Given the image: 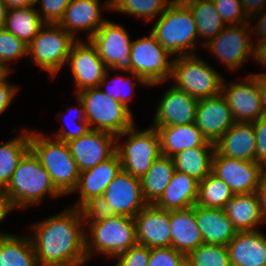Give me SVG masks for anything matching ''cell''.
Masks as SVG:
<instances>
[{
  "label": "cell",
  "instance_id": "c3c4849f",
  "mask_svg": "<svg viewBox=\"0 0 266 266\" xmlns=\"http://www.w3.org/2000/svg\"><path fill=\"white\" fill-rule=\"evenodd\" d=\"M4 78L0 81V115L5 112L8 106L11 104L14 96L17 93L18 88L10 85V83Z\"/></svg>",
  "mask_w": 266,
  "mask_h": 266
},
{
  "label": "cell",
  "instance_id": "7dc6e473",
  "mask_svg": "<svg viewBox=\"0 0 266 266\" xmlns=\"http://www.w3.org/2000/svg\"><path fill=\"white\" fill-rule=\"evenodd\" d=\"M256 136V162L266 166V115L252 122Z\"/></svg>",
  "mask_w": 266,
  "mask_h": 266
},
{
  "label": "cell",
  "instance_id": "ac0fdd59",
  "mask_svg": "<svg viewBox=\"0 0 266 266\" xmlns=\"http://www.w3.org/2000/svg\"><path fill=\"white\" fill-rule=\"evenodd\" d=\"M198 99L171 86L162 96L154 117L153 127L195 123Z\"/></svg>",
  "mask_w": 266,
  "mask_h": 266
},
{
  "label": "cell",
  "instance_id": "8992f818",
  "mask_svg": "<svg viewBox=\"0 0 266 266\" xmlns=\"http://www.w3.org/2000/svg\"><path fill=\"white\" fill-rule=\"evenodd\" d=\"M75 94L84 105L85 119L91 130L118 136L135 126L131 110L123 103L107 96L101 88H87Z\"/></svg>",
  "mask_w": 266,
  "mask_h": 266
},
{
  "label": "cell",
  "instance_id": "484cf974",
  "mask_svg": "<svg viewBox=\"0 0 266 266\" xmlns=\"http://www.w3.org/2000/svg\"><path fill=\"white\" fill-rule=\"evenodd\" d=\"M153 128L158 132L164 156L172 158L178 152L194 147H214V143L206 139L195 123Z\"/></svg>",
  "mask_w": 266,
  "mask_h": 266
},
{
  "label": "cell",
  "instance_id": "816d5d0a",
  "mask_svg": "<svg viewBox=\"0 0 266 266\" xmlns=\"http://www.w3.org/2000/svg\"><path fill=\"white\" fill-rule=\"evenodd\" d=\"M14 209L13 205L10 202L8 195L4 190L0 189V223L6 217V215ZM5 235L4 233H0Z\"/></svg>",
  "mask_w": 266,
  "mask_h": 266
},
{
  "label": "cell",
  "instance_id": "f907efd6",
  "mask_svg": "<svg viewBox=\"0 0 266 266\" xmlns=\"http://www.w3.org/2000/svg\"><path fill=\"white\" fill-rule=\"evenodd\" d=\"M256 192L261 203L263 214L266 216V166H264L262 171L260 183Z\"/></svg>",
  "mask_w": 266,
  "mask_h": 266
},
{
  "label": "cell",
  "instance_id": "ee69618b",
  "mask_svg": "<svg viewBox=\"0 0 266 266\" xmlns=\"http://www.w3.org/2000/svg\"><path fill=\"white\" fill-rule=\"evenodd\" d=\"M71 0H36L43 15L39 13L44 23L58 24Z\"/></svg>",
  "mask_w": 266,
  "mask_h": 266
},
{
  "label": "cell",
  "instance_id": "60d3db41",
  "mask_svg": "<svg viewBox=\"0 0 266 266\" xmlns=\"http://www.w3.org/2000/svg\"><path fill=\"white\" fill-rule=\"evenodd\" d=\"M216 11L222 20L229 25L245 24L249 18L246 16L241 0H212Z\"/></svg>",
  "mask_w": 266,
  "mask_h": 266
},
{
  "label": "cell",
  "instance_id": "ba28073f",
  "mask_svg": "<svg viewBox=\"0 0 266 266\" xmlns=\"http://www.w3.org/2000/svg\"><path fill=\"white\" fill-rule=\"evenodd\" d=\"M171 54L156 40L151 33L149 36L133 40L130 59L132 77L144 86H154L165 82L171 77L172 63L168 57Z\"/></svg>",
  "mask_w": 266,
  "mask_h": 266
},
{
  "label": "cell",
  "instance_id": "bcb514c9",
  "mask_svg": "<svg viewBox=\"0 0 266 266\" xmlns=\"http://www.w3.org/2000/svg\"><path fill=\"white\" fill-rule=\"evenodd\" d=\"M131 78L128 77H116L111 80L112 86L111 89L103 90L101 89L107 96L113 98L114 100L123 103L127 108H129V100H130V92L134 88L133 82L130 81ZM114 81V83L112 82ZM124 85V86H123ZM130 91V92H128Z\"/></svg>",
  "mask_w": 266,
  "mask_h": 266
},
{
  "label": "cell",
  "instance_id": "7a4b0ae2",
  "mask_svg": "<svg viewBox=\"0 0 266 266\" xmlns=\"http://www.w3.org/2000/svg\"><path fill=\"white\" fill-rule=\"evenodd\" d=\"M14 208H26L38 204L42 198L63 196L53 185L39 158L29 149L19 161L13 176L5 188Z\"/></svg>",
  "mask_w": 266,
  "mask_h": 266
},
{
  "label": "cell",
  "instance_id": "83f0119b",
  "mask_svg": "<svg viewBox=\"0 0 266 266\" xmlns=\"http://www.w3.org/2000/svg\"><path fill=\"white\" fill-rule=\"evenodd\" d=\"M198 184L194 177L175 170L169 185L154 205L167 211L190 208L196 204Z\"/></svg>",
  "mask_w": 266,
  "mask_h": 266
},
{
  "label": "cell",
  "instance_id": "f6af8a7d",
  "mask_svg": "<svg viewBox=\"0 0 266 266\" xmlns=\"http://www.w3.org/2000/svg\"><path fill=\"white\" fill-rule=\"evenodd\" d=\"M149 256L150 248L137 244L117 256L118 262L115 266H148Z\"/></svg>",
  "mask_w": 266,
  "mask_h": 266
},
{
  "label": "cell",
  "instance_id": "7402d4cb",
  "mask_svg": "<svg viewBox=\"0 0 266 266\" xmlns=\"http://www.w3.org/2000/svg\"><path fill=\"white\" fill-rule=\"evenodd\" d=\"M214 148L218 155L256 162V136L252 123L235 122L214 143Z\"/></svg>",
  "mask_w": 266,
  "mask_h": 266
},
{
  "label": "cell",
  "instance_id": "44dd1931",
  "mask_svg": "<svg viewBox=\"0 0 266 266\" xmlns=\"http://www.w3.org/2000/svg\"><path fill=\"white\" fill-rule=\"evenodd\" d=\"M193 210L205 244L227 246L238 233L225 209L207 208L195 204Z\"/></svg>",
  "mask_w": 266,
  "mask_h": 266
},
{
  "label": "cell",
  "instance_id": "1f68e13d",
  "mask_svg": "<svg viewBox=\"0 0 266 266\" xmlns=\"http://www.w3.org/2000/svg\"><path fill=\"white\" fill-rule=\"evenodd\" d=\"M214 153V147H194L182 150L172 157L175 170L202 181L212 172Z\"/></svg>",
  "mask_w": 266,
  "mask_h": 266
},
{
  "label": "cell",
  "instance_id": "ffe728a7",
  "mask_svg": "<svg viewBox=\"0 0 266 266\" xmlns=\"http://www.w3.org/2000/svg\"><path fill=\"white\" fill-rule=\"evenodd\" d=\"M235 122L222 94L198 101L195 124L208 141L215 143Z\"/></svg>",
  "mask_w": 266,
  "mask_h": 266
},
{
  "label": "cell",
  "instance_id": "6da1fadb",
  "mask_svg": "<svg viewBox=\"0 0 266 266\" xmlns=\"http://www.w3.org/2000/svg\"><path fill=\"white\" fill-rule=\"evenodd\" d=\"M83 219L77 207L34 224L30 237L39 266H81L87 261Z\"/></svg>",
  "mask_w": 266,
  "mask_h": 266
},
{
  "label": "cell",
  "instance_id": "8d00e7d4",
  "mask_svg": "<svg viewBox=\"0 0 266 266\" xmlns=\"http://www.w3.org/2000/svg\"><path fill=\"white\" fill-rule=\"evenodd\" d=\"M172 2L173 0H108L103 7L107 10L153 20L157 15L160 16Z\"/></svg>",
  "mask_w": 266,
  "mask_h": 266
},
{
  "label": "cell",
  "instance_id": "f546056e",
  "mask_svg": "<svg viewBox=\"0 0 266 266\" xmlns=\"http://www.w3.org/2000/svg\"><path fill=\"white\" fill-rule=\"evenodd\" d=\"M175 172L174 161L169 156L157 158L146 174L140 178L142 192L148 204H155L163 195Z\"/></svg>",
  "mask_w": 266,
  "mask_h": 266
},
{
  "label": "cell",
  "instance_id": "681fc988",
  "mask_svg": "<svg viewBox=\"0 0 266 266\" xmlns=\"http://www.w3.org/2000/svg\"><path fill=\"white\" fill-rule=\"evenodd\" d=\"M241 3L248 18H253L254 15L260 14V11L266 8V0H241Z\"/></svg>",
  "mask_w": 266,
  "mask_h": 266
},
{
  "label": "cell",
  "instance_id": "f1b7e54d",
  "mask_svg": "<svg viewBox=\"0 0 266 266\" xmlns=\"http://www.w3.org/2000/svg\"><path fill=\"white\" fill-rule=\"evenodd\" d=\"M225 211L237 231H256L259 223L266 222L257 192L234 194Z\"/></svg>",
  "mask_w": 266,
  "mask_h": 266
},
{
  "label": "cell",
  "instance_id": "b9f144b4",
  "mask_svg": "<svg viewBox=\"0 0 266 266\" xmlns=\"http://www.w3.org/2000/svg\"><path fill=\"white\" fill-rule=\"evenodd\" d=\"M77 99H78L80 107L78 106V107L74 108V113L76 115L74 114L75 116L74 117L72 116L73 117L72 120L76 121L77 126L72 127V124H70L68 122L67 125L70 127V130L69 129L66 130V128L64 129V127H62L60 131H58L56 134L53 135V137L55 136L54 138L59 139V140L64 141V142H68L72 139H75V138L81 137L82 135H85L88 131L91 130L88 122L85 119L84 105L78 97H77ZM66 112L69 114L72 111L69 108ZM68 114H66V115H68Z\"/></svg>",
  "mask_w": 266,
  "mask_h": 266
},
{
  "label": "cell",
  "instance_id": "74e56055",
  "mask_svg": "<svg viewBox=\"0 0 266 266\" xmlns=\"http://www.w3.org/2000/svg\"><path fill=\"white\" fill-rule=\"evenodd\" d=\"M186 258L193 266H231L227 246L201 244Z\"/></svg>",
  "mask_w": 266,
  "mask_h": 266
},
{
  "label": "cell",
  "instance_id": "cb8c5ba5",
  "mask_svg": "<svg viewBox=\"0 0 266 266\" xmlns=\"http://www.w3.org/2000/svg\"><path fill=\"white\" fill-rule=\"evenodd\" d=\"M231 266H266V236L260 231H238L227 245Z\"/></svg>",
  "mask_w": 266,
  "mask_h": 266
},
{
  "label": "cell",
  "instance_id": "e575fe53",
  "mask_svg": "<svg viewBox=\"0 0 266 266\" xmlns=\"http://www.w3.org/2000/svg\"><path fill=\"white\" fill-rule=\"evenodd\" d=\"M29 149L30 132L27 130L0 145V189L5 190L19 161Z\"/></svg>",
  "mask_w": 266,
  "mask_h": 266
},
{
  "label": "cell",
  "instance_id": "680465c9",
  "mask_svg": "<svg viewBox=\"0 0 266 266\" xmlns=\"http://www.w3.org/2000/svg\"><path fill=\"white\" fill-rule=\"evenodd\" d=\"M10 71L0 63V81L9 76Z\"/></svg>",
  "mask_w": 266,
  "mask_h": 266
},
{
  "label": "cell",
  "instance_id": "4316f807",
  "mask_svg": "<svg viewBox=\"0 0 266 266\" xmlns=\"http://www.w3.org/2000/svg\"><path fill=\"white\" fill-rule=\"evenodd\" d=\"M171 247L186 256L204 243L197 227L193 206L170 211Z\"/></svg>",
  "mask_w": 266,
  "mask_h": 266
},
{
  "label": "cell",
  "instance_id": "db71d44e",
  "mask_svg": "<svg viewBox=\"0 0 266 266\" xmlns=\"http://www.w3.org/2000/svg\"><path fill=\"white\" fill-rule=\"evenodd\" d=\"M8 9L32 7L36 5V0H2Z\"/></svg>",
  "mask_w": 266,
  "mask_h": 266
},
{
  "label": "cell",
  "instance_id": "9c48e42d",
  "mask_svg": "<svg viewBox=\"0 0 266 266\" xmlns=\"http://www.w3.org/2000/svg\"><path fill=\"white\" fill-rule=\"evenodd\" d=\"M76 38L58 24L45 23L29 43L27 55L53 77L67 63Z\"/></svg>",
  "mask_w": 266,
  "mask_h": 266
},
{
  "label": "cell",
  "instance_id": "11a10c76",
  "mask_svg": "<svg viewBox=\"0 0 266 266\" xmlns=\"http://www.w3.org/2000/svg\"><path fill=\"white\" fill-rule=\"evenodd\" d=\"M258 23L254 27V31L252 29V32L257 33L258 36V42L266 40V12L263 13V15L260 18V21H257ZM260 36V37H259Z\"/></svg>",
  "mask_w": 266,
  "mask_h": 266
},
{
  "label": "cell",
  "instance_id": "5b68a950",
  "mask_svg": "<svg viewBox=\"0 0 266 266\" xmlns=\"http://www.w3.org/2000/svg\"><path fill=\"white\" fill-rule=\"evenodd\" d=\"M88 222L90 231L85 233L87 260L94 251L113 258L138 244L133 217L116 215Z\"/></svg>",
  "mask_w": 266,
  "mask_h": 266
},
{
  "label": "cell",
  "instance_id": "7c38bea8",
  "mask_svg": "<svg viewBox=\"0 0 266 266\" xmlns=\"http://www.w3.org/2000/svg\"><path fill=\"white\" fill-rule=\"evenodd\" d=\"M245 24L226 26L205 48L215 54L229 70H237L249 56H255V45L251 41L250 27ZM253 54V55H252Z\"/></svg>",
  "mask_w": 266,
  "mask_h": 266
},
{
  "label": "cell",
  "instance_id": "9a60e30c",
  "mask_svg": "<svg viewBox=\"0 0 266 266\" xmlns=\"http://www.w3.org/2000/svg\"><path fill=\"white\" fill-rule=\"evenodd\" d=\"M264 166L255 161L232 159L216 152L212 159V173L223 180L234 194L257 191Z\"/></svg>",
  "mask_w": 266,
  "mask_h": 266
},
{
  "label": "cell",
  "instance_id": "52a82bcc",
  "mask_svg": "<svg viewBox=\"0 0 266 266\" xmlns=\"http://www.w3.org/2000/svg\"><path fill=\"white\" fill-rule=\"evenodd\" d=\"M171 77L173 86L187 92L198 100L221 94L223 78L198 55H185L174 58Z\"/></svg>",
  "mask_w": 266,
  "mask_h": 266
},
{
  "label": "cell",
  "instance_id": "d6a6232c",
  "mask_svg": "<svg viewBox=\"0 0 266 266\" xmlns=\"http://www.w3.org/2000/svg\"><path fill=\"white\" fill-rule=\"evenodd\" d=\"M181 1L192 12L199 37L206 38V42L202 43L203 46L214 39L226 27L212 0Z\"/></svg>",
  "mask_w": 266,
  "mask_h": 266
},
{
  "label": "cell",
  "instance_id": "f5cc1de1",
  "mask_svg": "<svg viewBox=\"0 0 266 266\" xmlns=\"http://www.w3.org/2000/svg\"><path fill=\"white\" fill-rule=\"evenodd\" d=\"M255 60L266 67V40L255 43Z\"/></svg>",
  "mask_w": 266,
  "mask_h": 266
},
{
  "label": "cell",
  "instance_id": "8fae6325",
  "mask_svg": "<svg viewBox=\"0 0 266 266\" xmlns=\"http://www.w3.org/2000/svg\"><path fill=\"white\" fill-rule=\"evenodd\" d=\"M89 40L98 56L111 70L132 74L130 59L132 40L120 24L106 20Z\"/></svg>",
  "mask_w": 266,
  "mask_h": 266
},
{
  "label": "cell",
  "instance_id": "7bdbcfd3",
  "mask_svg": "<svg viewBox=\"0 0 266 266\" xmlns=\"http://www.w3.org/2000/svg\"><path fill=\"white\" fill-rule=\"evenodd\" d=\"M185 258L184 253L173 247L150 248L148 266H179Z\"/></svg>",
  "mask_w": 266,
  "mask_h": 266
},
{
  "label": "cell",
  "instance_id": "91938a15",
  "mask_svg": "<svg viewBox=\"0 0 266 266\" xmlns=\"http://www.w3.org/2000/svg\"><path fill=\"white\" fill-rule=\"evenodd\" d=\"M179 266H193V264L185 258Z\"/></svg>",
  "mask_w": 266,
  "mask_h": 266
},
{
  "label": "cell",
  "instance_id": "d6986e66",
  "mask_svg": "<svg viewBox=\"0 0 266 266\" xmlns=\"http://www.w3.org/2000/svg\"><path fill=\"white\" fill-rule=\"evenodd\" d=\"M134 222L139 245L171 247L170 211L148 204L134 217Z\"/></svg>",
  "mask_w": 266,
  "mask_h": 266
},
{
  "label": "cell",
  "instance_id": "4fadbf2b",
  "mask_svg": "<svg viewBox=\"0 0 266 266\" xmlns=\"http://www.w3.org/2000/svg\"><path fill=\"white\" fill-rule=\"evenodd\" d=\"M77 39L71 48L67 62L70 64L77 92L87 88L105 87L108 68L98 56L92 43Z\"/></svg>",
  "mask_w": 266,
  "mask_h": 266
},
{
  "label": "cell",
  "instance_id": "6f0895ef",
  "mask_svg": "<svg viewBox=\"0 0 266 266\" xmlns=\"http://www.w3.org/2000/svg\"><path fill=\"white\" fill-rule=\"evenodd\" d=\"M7 11V6L2 2V0H0V28H4Z\"/></svg>",
  "mask_w": 266,
  "mask_h": 266
},
{
  "label": "cell",
  "instance_id": "4dcf8cb0",
  "mask_svg": "<svg viewBox=\"0 0 266 266\" xmlns=\"http://www.w3.org/2000/svg\"><path fill=\"white\" fill-rule=\"evenodd\" d=\"M0 266H39L30 236H0Z\"/></svg>",
  "mask_w": 266,
  "mask_h": 266
},
{
  "label": "cell",
  "instance_id": "ab89813d",
  "mask_svg": "<svg viewBox=\"0 0 266 266\" xmlns=\"http://www.w3.org/2000/svg\"><path fill=\"white\" fill-rule=\"evenodd\" d=\"M78 209L85 223L89 220L100 221L116 216V213L109 208L104 194L87 199Z\"/></svg>",
  "mask_w": 266,
  "mask_h": 266
},
{
  "label": "cell",
  "instance_id": "5bb4252c",
  "mask_svg": "<svg viewBox=\"0 0 266 266\" xmlns=\"http://www.w3.org/2000/svg\"><path fill=\"white\" fill-rule=\"evenodd\" d=\"M246 82L228 86L223 80L221 94L227 101L236 122L252 123L266 115L257 78L247 75Z\"/></svg>",
  "mask_w": 266,
  "mask_h": 266
},
{
  "label": "cell",
  "instance_id": "2e32d148",
  "mask_svg": "<svg viewBox=\"0 0 266 266\" xmlns=\"http://www.w3.org/2000/svg\"><path fill=\"white\" fill-rule=\"evenodd\" d=\"M116 140V136L111 133L90 130L67 144L79 172H82L110 158L116 152Z\"/></svg>",
  "mask_w": 266,
  "mask_h": 266
},
{
  "label": "cell",
  "instance_id": "d590c367",
  "mask_svg": "<svg viewBox=\"0 0 266 266\" xmlns=\"http://www.w3.org/2000/svg\"><path fill=\"white\" fill-rule=\"evenodd\" d=\"M233 196L230 187L211 172L199 181L196 204L207 208L225 209Z\"/></svg>",
  "mask_w": 266,
  "mask_h": 266
},
{
  "label": "cell",
  "instance_id": "f35d334b",
  "mask_svg": "<svg viewBox=\"0 0 266 266\" xmlns=\"http://www.w3.org/2000/svg\"><path fill=\"white\" fill-rule=\"evenodd\" d=\"M28 45L5 28H0V63L7 68L6 62L13 61L27 55Z\"/></svg>",
  "mask_w": 266,
  "mask_h": 266
},
{
  "label": "cell",
  "instance_id": "e0dca14e",
  "mask_svg": "<svg viewBox=\"0 0 266 266\" xmlns=\"http://www.w3.org/2000/svg\"><path fill=\"white\" fill-rule=\"evenodd\" d=\"M106 201L116 215L135 217L148 205L145 201L141 181L121 169L104 192Z\"/></svg>",
  "mask_w": 266,
  "mask_h": 266
},
{
  "label": "cell",
  "instance_id": "603a6c76",
  "mask_svg": "<svg viewBox=\"0 0 266 266\" xmlns=\"http://www.w3.org/2000/svg\"><path fill=\"white\" fill-rule=\"evenodd\" d=\"M122 169L117 152L97 166L80 172L77 186L80 190V200L73 207L79 208L87 199L104 194L107 186Z\"/></svg>",
  "mask_w": 266,
  "mask_h": 266
},
{
  "label": "cell",
  "instance_id": "9f6ffc18",
  "mask_svg": "<svg viewBox=\"0 0 266 266\" xmlns=\"http://www.w3.org/2000/svg\"><path fill=\"white\" fill-rule=\"evenodd\" d=\"M253 75L257 78V82L261 92L262 103L266 111V73Z\"/></svg>",
  "mask_w": 266,
  "mask_h": 266
},
{
  "label": "cell",
  "instance_id": "836d02e7",
  "mask_svg": "<svg viewBox=\"0 0 266 266\" xmlns=\"http://www.w3.org/2000/svg\"><path fill=\"white\" fill-rule=\"evenodd\" d=\"M32 7L8 9L4 28L26 45L38 34L45 24L39 11Z\"/></svg>",
  "mask_w": 266,
  "mask_h": 266
},
{
  "label": "cell",
  "instance_id": "3957f363",
  "mask_svg": "<svg viewBox=\"0 0 266 266\" xmlns=\"http://www.w3.org/2000/svg\"><path fill=\"white\" fill-rule=\"evenodd\" d=\"M151 33L171 55L178 54L179 57L195 54V40L199 37L196 21L181 0H173L158 16Z\"/></svg>",
  "mask_w": 266,
  "mask_h": 266
},
{
  "label": "cell",
  "instance_id": "d4e9b609",
  "mask_svg": "<svg viewBox=\"0 0 266 266\" xmlns=\"http://www.w3.org/2000/svg\"><path fill=\"white\" fill-rule=\"evenodd\" d=\"M99 0H71L58 25L74 37L79 30L92 37L106 19H102Z\"/></svg>",
  "mask_w": 266,
  "mask_h": 266
},
{
  "label": "cell",
  "instance_id": "277c9868",
  "mask_svg": "<svg viewBox=\"0 0 266 266\" xmlns=\"http://www.w3.org/2000/svg\"><path fill=\"white\" fill-rule=\"evenodd\" d=\"M30 149L39 158L53 185L62 195L75 190L80 172L67 142L31 131Z\"/></svg>",
  "mask_w": 266,
  "mask_h": 266
},
{
  "label": "cell",
  "instance_id": "30bf717a",
  "mask_svg": "<svg viewBox=\"0 0 266 266\" xmlns=\"http://www.w3.org/2000/svg\"><path fill=\"white\" fill-rule=\"evenodd\" d=\"M133 126L120 135H128L124 145L116 144L122 169L136 178L143 177L161 153L160 138L156 128L137 131Z\"/></svg>",
  "mask_w": 266,
  "mask_h": 266
}]
</instances>
